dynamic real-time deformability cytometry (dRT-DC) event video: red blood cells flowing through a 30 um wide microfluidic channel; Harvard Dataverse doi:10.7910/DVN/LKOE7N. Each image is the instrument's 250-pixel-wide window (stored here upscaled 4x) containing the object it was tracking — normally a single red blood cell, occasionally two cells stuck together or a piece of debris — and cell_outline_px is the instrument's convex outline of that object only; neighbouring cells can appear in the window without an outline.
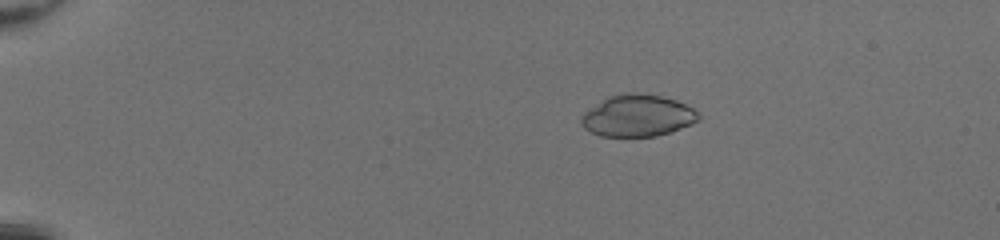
{"species": "common noctule bat (a hibernating species)", "species_latin": "Nyctalus noctula", "temperature_condition": "room temperature", "stored_images_in_passage": 52, "camera_frame_rate_fps": 3000, "um_per_image_px": 0.085, "animal": {"sex": "female", "body_mass_g": 20.0, "forearm_length_mm": 54.0}, "frame": {"image": 1, "passage_image": 12, "time_ms": 3.667, "image_size_px": [1000, 240], "cell_outline_px": [[700, 120], [692, 124], [672, 132], [656, 136], [600, 136], [584, 128], [580, 124], [580, 116], [584, 112], [608, 96], [624, 92], [628, 92], [660, 96], [676, 100], [692, 108], [700, 116]], "centroid_in_image_um": [54.18, 9.84], "position_along_channel_um": 30.8, "area_um2": 28.55}}
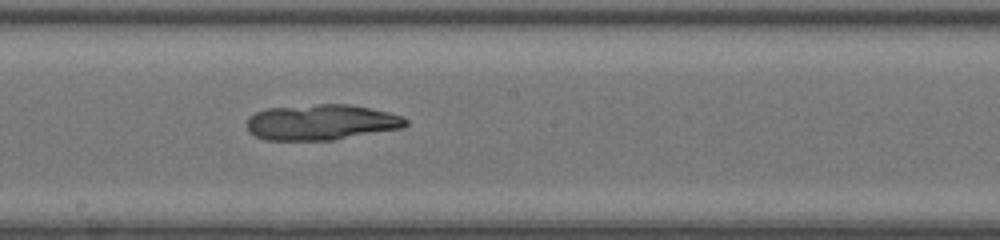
{"frame": {"image": 2, "passage_image": 32, "time_ms": 10.333, "image_size_px": [1000, 240], "cell_outline_px": [[408, 124], [400, 128], [332, 140], [264, 140], [248, 132], [248, 116], [256, 112], [268, 108], [316, 104], [348, 104], [388, 112], [400, 116], [408, 120]], "centroid_in_image_um": [27.27, 10.39], "position_along_channel_um": 220.9, "area_um2": 32.77}}
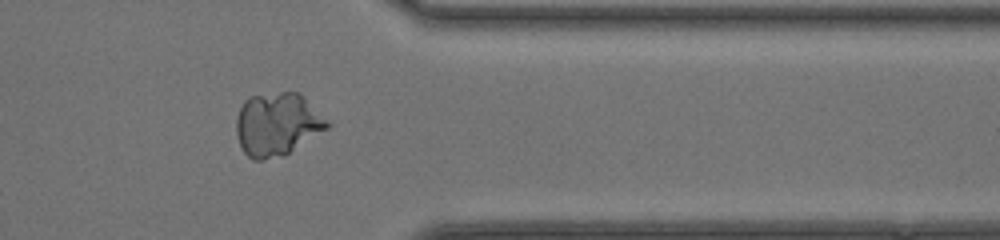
{"frame": {"image": 3, "passage_image": 44, "time_ms": 14.333, "image_size_px": [1000, 240], "cell_outline_px": [[332, 124], [328, 128], [288, 152], [264, 160], [252, 160], [244, 152], [240, 144], [236, 132], [236, 120], [240, 108], [244, 100], [248, 96], [280, 92], [300, 92], [332, 120]], "centroid_in_image_um": [23.61, 10.52], "position_along_channel_um": 387.8, "area_um2": 33.64}}